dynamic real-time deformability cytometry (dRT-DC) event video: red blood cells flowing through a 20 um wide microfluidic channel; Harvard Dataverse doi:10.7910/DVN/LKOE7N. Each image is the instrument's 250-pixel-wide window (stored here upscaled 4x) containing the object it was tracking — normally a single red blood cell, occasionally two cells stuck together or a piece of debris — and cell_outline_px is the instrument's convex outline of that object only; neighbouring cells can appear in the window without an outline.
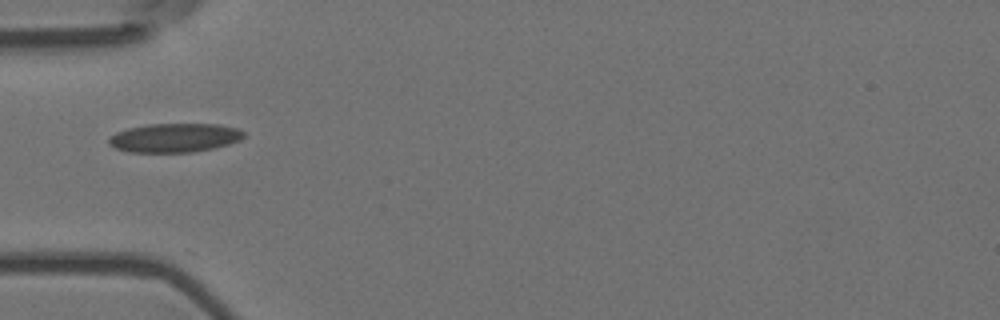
{"species": "Egyptian fruit bat (a non-hibernating species)", "species_latin": "Rousettus aegyptiacus", "temperature_condition": "room temperature", "stored_images_in_passage": 4, "camera_frame_rate_fps": 3000, "um_per_image_px": 0.085, "animal": {"sex": "female"}, "frame": {"image": 1, "passage_image": 1, "time_ms": 0.0, "image_size_px": [1000, 320], "cell_outline_px": [[244, 136], [240, 140], [228, 144], [212, 148], [192, 152], [128, 152], [116, 148], [108, 144], [108, 140], [116, 132], [128, 128], [148, 124], [216, 124], [236, 128], [244, 132]], "centroid_in_image_um": [14.82, 11.71], "position_along_channel_um": 70.2, "area_um2": 22.6}}
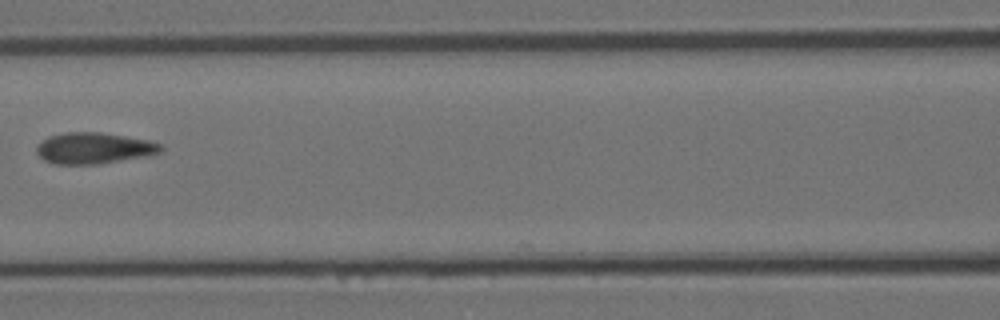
{"frame": {"image": 2, "passage_image": 3, "time_ms": 0.667, "image_size_px": [1000, 320], "cell_outline_px": [[164, 148], [160, 152], [148, 156], [96, 164], [56, 164], [44, 160], [36, 152], [36, 144], [48, 136], [64, 132], [100, 132], [148, 140], [160, 144]], "centroid_in_image_um": [7.95, 12.59], "position_along_channel_um": 158.7, "area_um2": 22.6}}
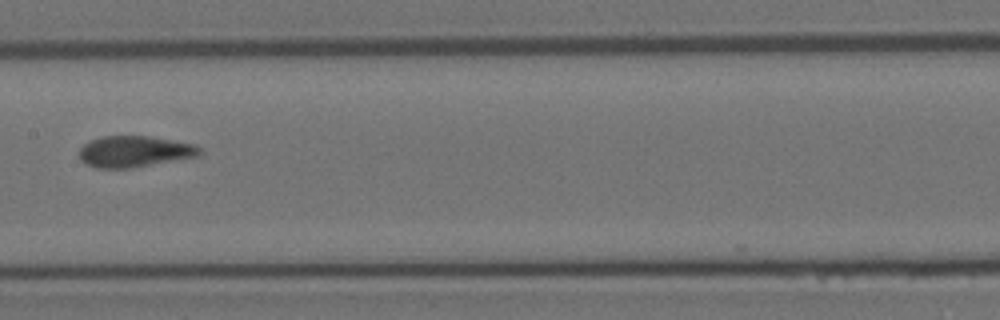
{"frame": {"image": 3, "passage_image": 4, "time_ms": 1.0, "image_size_px": [1000, 320], "cell_outline_px": [[200, 156], [132, 168], [96, 168], [80, 160], [80, 148], [88, 140], [100, 136], [148, 136], [196, 144], [200, 148]], "centroid_in_image_um": [11.43, 12.87], "position_along_channel_um": 196.0, "area_um2": 22.02}}